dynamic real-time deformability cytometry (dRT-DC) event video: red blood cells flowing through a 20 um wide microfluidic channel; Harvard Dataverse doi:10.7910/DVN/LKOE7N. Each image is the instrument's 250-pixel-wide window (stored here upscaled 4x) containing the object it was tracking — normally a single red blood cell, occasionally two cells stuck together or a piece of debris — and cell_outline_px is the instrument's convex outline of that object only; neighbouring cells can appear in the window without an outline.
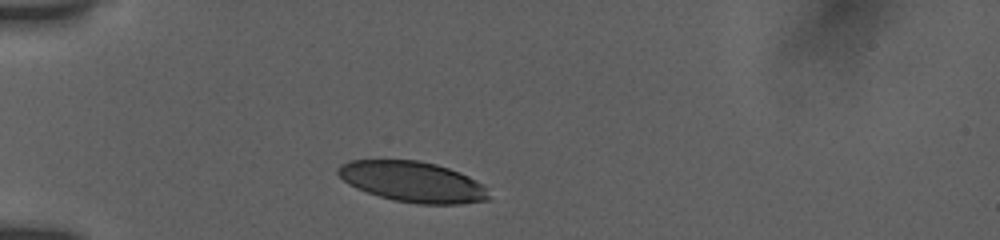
{"species": "human", "species_latin": "Homo sapiens", "temperature_condition": "room temperature", "stored_images_in_passage": 7, "camera_frame_rate_fps": 3000, "um_per_image_px": 0.085, "donor": {"sex": "female"}, "frame": {"image": 1, "passage_image": 1, "time_ms": 0.0, "image_size_px": [1000, 240], "cell_outline_px": [[488, 200], [460, 204], [420, 204], [392, 200], [356, 188], [348, 184], [336, 172], [336, 168], [340, 164], [348, 160], [416, 160], [436, 164], [460, 172], [484, 184], [488, 188]], "centroid_in_image_um": [35.07, 15.45], "position_along_channel_um": 49.9, "area_um2": 35.78}}
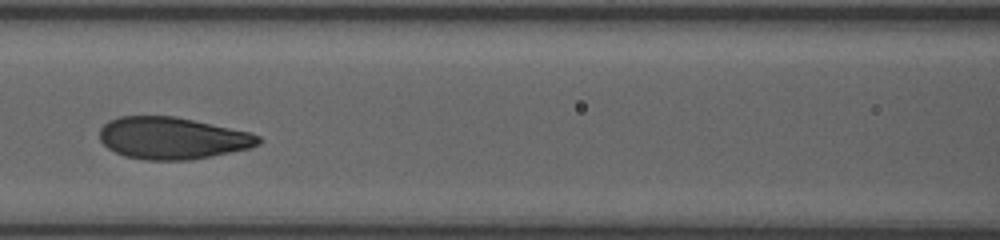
{"frame": {"image": 2, "passage_image": 4, "time_ms": 3.333, "image_size_px": [1000, 240], "cell_outline_px": [[264, 140], [260, 144], [252, 148], [192, 160], [144, 160], [124, 156], [108, 148], [100, 140], [100, 128], [108, 120], [120, 116], [176, 116], [252, 132], [260, 136]], "centroid_in_image_um": [14.7, 11.74], "position_along_channel_um": 151.9, "area_um2": 39.36}}
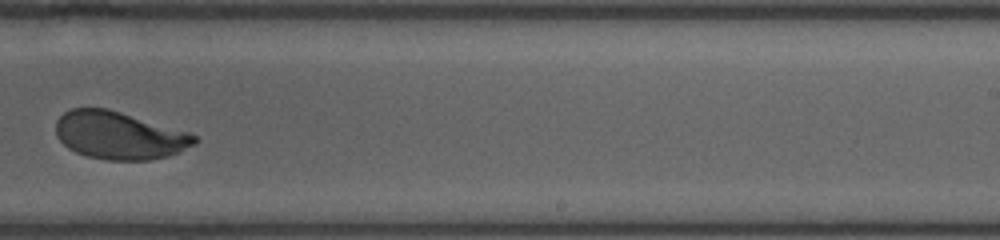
{"frame": {"image": 3, "passage_image": 7, "time_ms": 6.667, "image_size_px": [1000, 240], "cell_outline_px": [[200, 140], [196, 144], [180, 152], [168, 156], [148, 160], [108, 160], [88, 156], [76, 152], [68, 148], [56, 136], [56, 120], [64, 112], [72, 108], [108, 108], [188, 132], [196, 136]], "centroid_in_image_um": [10.14, 11.51], "position_along_channel_um": 278.9, "area_um2": 38.55}}